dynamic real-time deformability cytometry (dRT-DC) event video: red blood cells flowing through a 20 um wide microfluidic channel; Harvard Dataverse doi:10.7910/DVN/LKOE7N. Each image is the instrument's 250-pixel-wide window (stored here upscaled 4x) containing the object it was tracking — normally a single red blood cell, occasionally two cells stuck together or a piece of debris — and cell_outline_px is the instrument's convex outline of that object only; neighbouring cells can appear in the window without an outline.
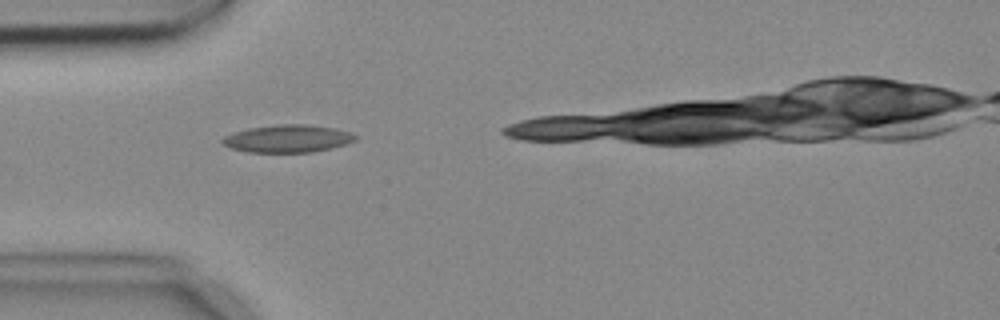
{"species": "common noctule bat (a hibernating species)", "species_latin": "Nyctalus noctula", "temperature_condition": "cold", "stored_images_in_passage": 6, "camera_frame_rate_fps": 3000, "um_per_image_px": 0.085, "animal": {"sex": "female", "body_mass_g": 18.4}, "frame": {"image": 1, "passage_image": 1, "time_ms": 0.0, "image_size_px": [1000, 320], "cell_outline_px": [[360, 136], [356, 140], [344, 144], [312, 152], [248, 152], [232, 148], [224, 144], [220, 140], [224, 136], [248, 128], [276, 124], [308, 124], [336, 128], [352, 132]], "centroid_in_image_um": [24.49, 11.77], "position_along_channel_um": 60.5, "area_um2": 21.39}}
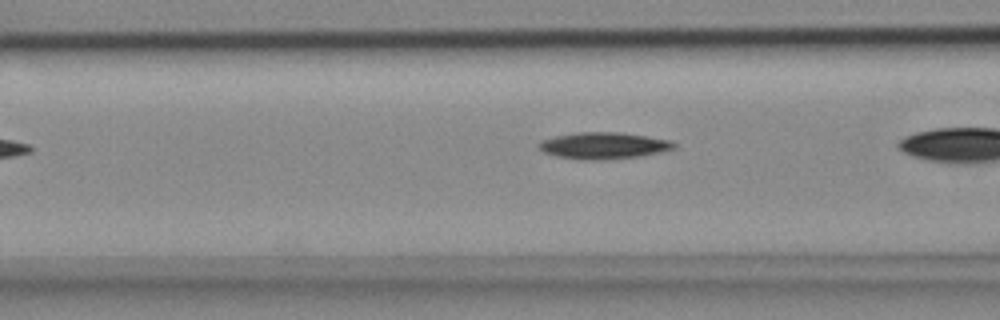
{"frame": {"image": 2, "passage_image": 3, "time_ms": 0.667, "image_size_px": [1000, 320], "cell_outline_px": [[676, 148], [660, 152], [640, 156], [604, 160], [588, 160], [556, 156], [544, 152], [536, 144], [540, 140], [556, 136], [576, 132], [620, 132], [668, 140], [676, 144]], "centroid_in_image_um": [51.27, 12.37], "position_along_channel_um": 115.3, "area_um2": 20.87}}